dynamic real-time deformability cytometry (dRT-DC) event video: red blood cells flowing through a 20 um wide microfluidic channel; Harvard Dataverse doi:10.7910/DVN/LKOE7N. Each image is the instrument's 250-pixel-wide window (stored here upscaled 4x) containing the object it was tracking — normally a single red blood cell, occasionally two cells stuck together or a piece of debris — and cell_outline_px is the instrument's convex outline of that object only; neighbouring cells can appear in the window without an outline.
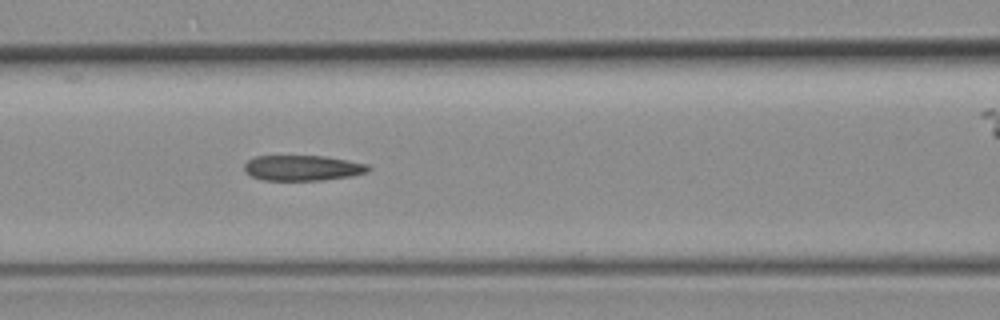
{"species": "common noctule bat (a hibernating species)", "species_latin": "Nyctalus noctula", "temperature_condition": "room temperature", "stored_images_in_passage": 6, "segment_of_instrument_passage": [1, 2], "camera_frame_rate_fps": 3000, "um_per_image_px": 0.085, "animal": {"sex": "female", "body_mass_g": 19.3, "forearm_length_mm": 54.1}, "frame": {"image": 1, "passage_image": 5, "time_ms": 4.333, "image_size_px": [1000, 320], "cell_outline_px": [[372, 168], [368, 172], [352, 176], [324, 180], [264, 180], [252, 176], [244, 172], [244, 164], [248, 160], [256, 156], [324, 156], [368, 164]], "centroid_in_image_um": [25.73, 14.28], "position_along_channel_um": 140.9, "area_um2": 18.44}}